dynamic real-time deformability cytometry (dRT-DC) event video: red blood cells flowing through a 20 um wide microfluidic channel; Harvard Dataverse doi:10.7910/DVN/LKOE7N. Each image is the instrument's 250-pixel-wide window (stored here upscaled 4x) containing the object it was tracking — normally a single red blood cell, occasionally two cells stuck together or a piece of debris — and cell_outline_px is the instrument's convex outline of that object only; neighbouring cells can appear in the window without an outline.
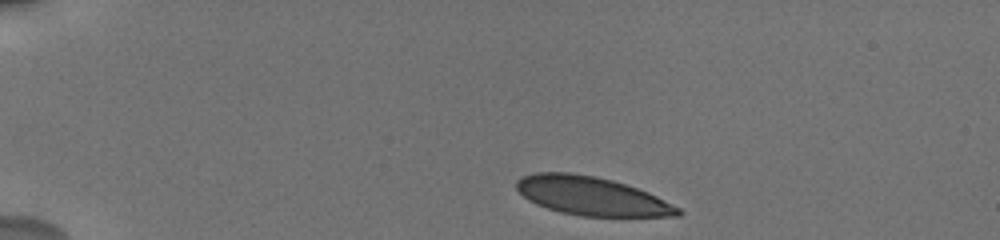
{"species": "human", "species_latin": "Homo sapiens", "temperature_condition": "cold", "stored_images_in_passage": 15, "camera_frame_rate_fps": 3000, "um_per_image_px": 0.085, "donor": {"sex": "male"}, "frame": {"image": 1, "passage_image": 1, "time_ms": 0.0, "image_size_px": [1000, 240], "cell_outline_px": [[684, 212], [680, 216], [580, 216], [560, 212], [536, 204], [528, 200], [516, 188], [516, 180], [520, 176], [536, 172], [568, 172], [596, 176], [612, 180], [648, 192], [680, 208]], "centroid_in_image_um": [50.26, 16.66], "position_along_channel_um": 34.7, "area_um2": 36.24}}
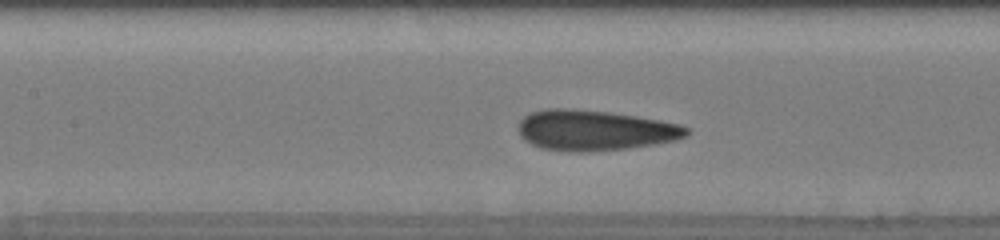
{"frame": {"image": 2, "passage_image": 9, "time_ms": 5.333, "image_size_px": [1000, 240], "cell_outline_px": [[688, 136], [676, 140], [652, 144], [624, 148], [588, 152], [572, 152], [540, 148], [524, 140], [520, 136], [516, 128], [520, 120], [528, 112], [544, 108], [572, 108], [608, 112], [636, 116], [660, 120], [680, 124], [688, 128]], "centroid_in_image_um": [50.48, 11.06], "position_along_channel_um": 156.9, "area_um2": 39.94}}
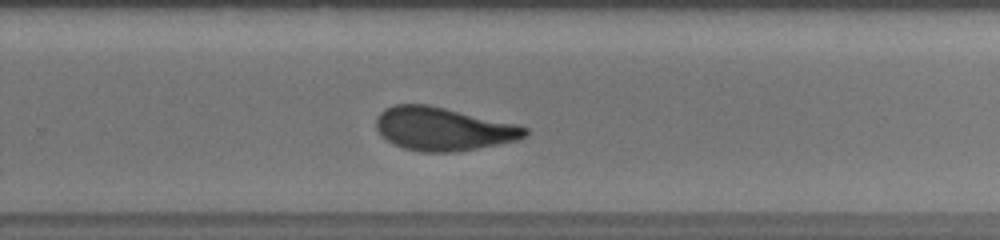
{"frame": {"image": 3, "passage_image": 15, "time_ms": 9.0, "image_size_px": [1000, 240], "cell_outline_px": [[528, 132], [524, 136], [516, 140], [456, 152], [420, 152], [404, 148], [392, 144], [380, 136], [376, 128], [376, 116], [384, 108], [396, 104], [428, 104], [516, 124], [528, 128]], "centroid_in_image_um": [37.59, 10.95], "position_along_channel_um": 292.2, "area_um2": 37.51}}